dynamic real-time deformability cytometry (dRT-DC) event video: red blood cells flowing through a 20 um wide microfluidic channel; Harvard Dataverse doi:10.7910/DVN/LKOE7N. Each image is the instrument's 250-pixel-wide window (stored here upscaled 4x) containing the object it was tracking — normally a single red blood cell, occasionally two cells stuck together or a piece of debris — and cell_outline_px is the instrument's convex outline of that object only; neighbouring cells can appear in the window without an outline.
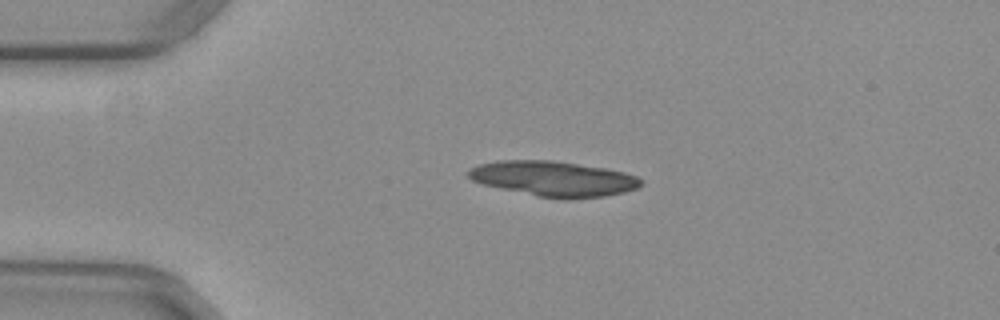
{"species": "common noctule bat (a hibernating species)", "species_latin": "Nyctalus noctula", "temperature_condition": "warm", "stored_images_in_passage": 41, "camera_frame_rate_fps": 3000, "um_per_image_px": 0.085, "animal": {"sex": "female", "body_mass_g": 29.2, "forearm_length_mm": 56.3}, "frame": {"image": 1, "passage_image": 1, "time_ms": 0.0, "image_size_px": [1000, 320], "cell_outline_px": [[644, 184], [636, 188], [624, 192], [604, 196], [540, 196], [500, 188], [484, 184], [472, 180], [468, 176], [468, 172], [472, 168], [480, 164], [500, 160], [552, 160], [604, 168], [624, 172], [636, 176], [644, 180]], "centroid_in_image_um": [47.07, 15.15], "position_along_channel_um": 37.9, "area_um2": 34.22}, "authors_computed_cell_mechanics": {"area_um2": 20.1144, "velocity_mm_per_s": 3.9705, "shape_relaxation_time_tau1_ms": null, "shape_relaxation_time_tau2_ms": 1.7494, "deformation_change_tau1": null, "deformation_change_tau2": 0.0779}}